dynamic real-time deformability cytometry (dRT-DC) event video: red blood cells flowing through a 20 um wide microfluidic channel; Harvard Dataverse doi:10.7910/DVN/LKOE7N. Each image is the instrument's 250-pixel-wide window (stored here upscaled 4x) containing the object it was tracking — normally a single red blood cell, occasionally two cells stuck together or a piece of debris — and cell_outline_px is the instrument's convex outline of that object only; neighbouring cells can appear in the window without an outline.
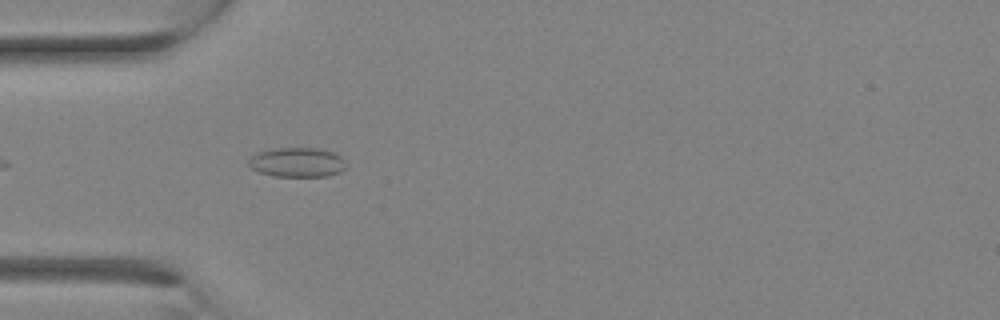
{"species": "Egyptian fruit bat (a non-hibernating species)", "species_latin": "Rousettus aegyptiacus", "temperature_condition": "room temperature", "stored_images_in_passage": 24, "camera_frame_rate_fps": 3000, "um_per_image_px": 0.085, "animal": {"sex": "female"}, "frame": {"image": 1, "passage_image": 4, "time_ms": 1.0, "image_size_px": [1000, 320], "cell_outline_px": [[348, 168], [340, 172], [328, 176], [272, 176], [260, 172], [252, 168], [248, 164], [248, 160], [252, 156], [260, 152], [272, 148], [316, 148], [332, 152], [340, 156], [348, 164]], "centroid_in_image_um": [25.3, 13.8], "position_along_channel_um": 59.7, "area_um2": 16.82}}
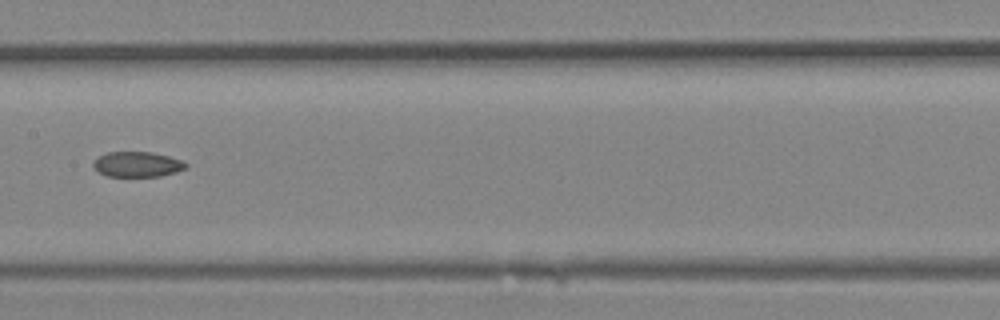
{"frame": {"image": 2, "passage_image": 10, "time_ms": 3.0, "image_size_px": [1000, 320], "cell_outline_px": [[188, 168], [176, 172], [160, 176], [108, 176], [100, 172], [92, 164], [100, 156], [108, 152], [152, 152], [168, 156], [180, 160], [188, 164]], "centroid_in_image_um": [11.72, 13.97], "position_along_channel_um": 195.7, "area_um2": 13.41}}
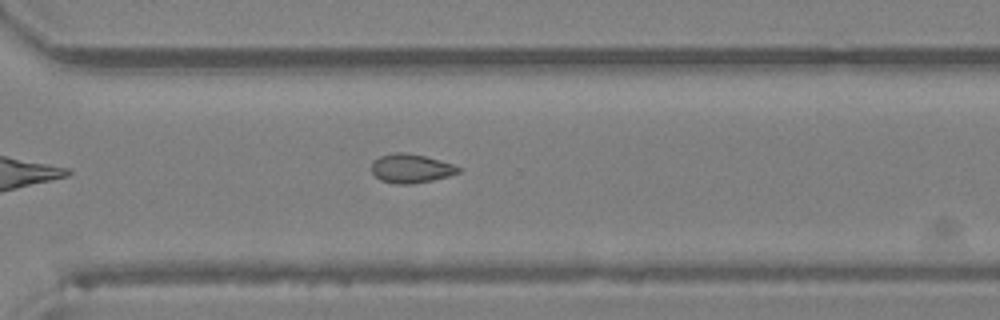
{"frame": {"image": 3, "passage_image": 16, "time_ms": 5.0, "image_size_px": [1000, 320], "cell_outline_px": [[460, 172], [448, 176], [432, 180], [412, 184], [396, 184], [380, 180], [372, 172], [372, 160], [380, 156], [396, 152], [400, 152], [424, 156], [452, 164], [460, 168]], "centroid_in_image_um": [34.9, 14.32], "position_along_channel_um": 335.7, "area_um2": 14.45}}